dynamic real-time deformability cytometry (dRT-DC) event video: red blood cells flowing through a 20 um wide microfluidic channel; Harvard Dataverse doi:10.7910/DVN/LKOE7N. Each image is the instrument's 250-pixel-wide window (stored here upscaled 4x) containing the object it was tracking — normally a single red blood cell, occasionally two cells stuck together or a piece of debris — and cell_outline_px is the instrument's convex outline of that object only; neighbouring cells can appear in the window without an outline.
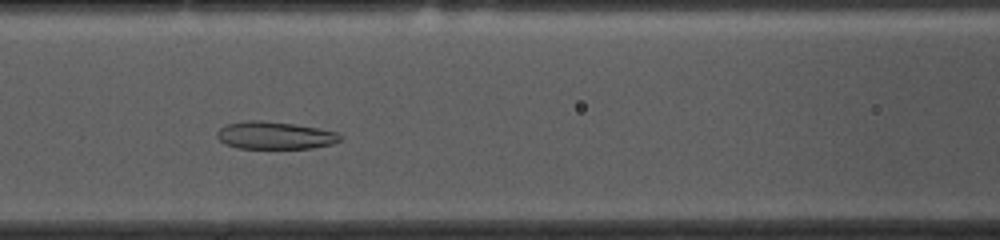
{"species": "common noctule bat (a hibernating species)", "species_latin": "Nyctalus noctula", "temperature_condition": "cold", "stored_images_in_passage": 42, "camera_frame_rate_fps": 3000, "um_per_image_px": 0.085, "animal": {"sex": "female", "body_mass_g": 10.0, "forearm_length_mm": 53.1}, "frame": {"image": 1, "passage_image": 18, "time_ms": 5.667, "image_size_px": [1000, 240], "cell_outline_px": [[340, 140], [332, 144], [312, 148], [240, 148], [224, 144], [216, 136], [216, 132], [220, 128], [228, 124], [248, 120], [260, 120], [292, 124], [316, 128], [336, 132], [340, 136]], "centroid_in_image_um": [23.32, 11.51], "position_along_channel_um": 143.3, "area_um2": 19.48}}
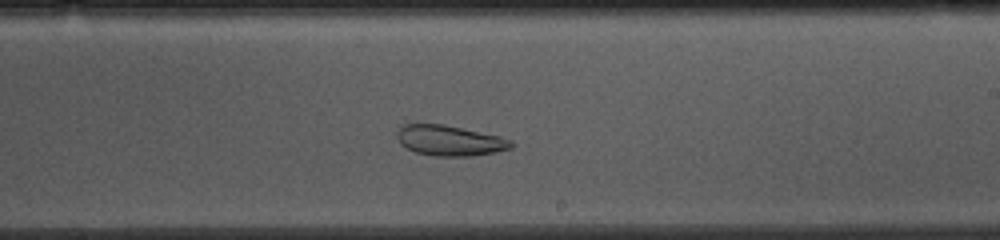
{"frame": {"image": 2, "passage_image": 27, "time_ms": 8.667, "image_size_px": [1000, 240], "cell_outline_px": [[512, 148], [496, 152], [472, 156], [432, 156], [416, 152], [400, 144], [396, 136], [396, 132], [404, 124], [444, 124], [500, 136], [512, 140]], "centroid_in_image_um": [38.23, 11.95], "position_along_channel_um": 250.8, "area_um2": 20.29}}
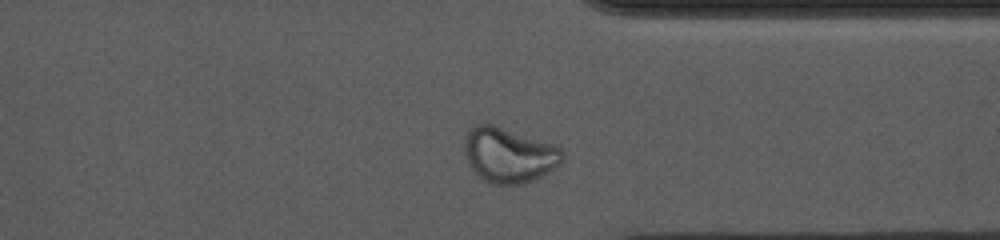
{"frame": {"image": 3, "passage_image": 37, "time_ms": 12.0, "image_size_px": [1000, 240], "cell_outline_px": [[564, 160], [556, 168], [532, 180], [520, 184], [496, 184], [484, 180], [468, 164], [464, 148], [464, 144], [468, 132], [476, 124], [492, 124], [556, 144], [564, 152]], "centroid_in_image_um": [43.3, 13.17], "position_along_channel_um": 368.1, "area_um2": 31.27}, "authors_computed_cell_mechanics": {"area_um2": 23.12, "velocity_mm_per_s": 3.5936, "shape_relaxation_time_tau1_ms": null, "shape_relaxation_time_tau2_ms": 2.4405, "deformation_change_tau1": null, "deformation_change_tau2": 0.0775}}